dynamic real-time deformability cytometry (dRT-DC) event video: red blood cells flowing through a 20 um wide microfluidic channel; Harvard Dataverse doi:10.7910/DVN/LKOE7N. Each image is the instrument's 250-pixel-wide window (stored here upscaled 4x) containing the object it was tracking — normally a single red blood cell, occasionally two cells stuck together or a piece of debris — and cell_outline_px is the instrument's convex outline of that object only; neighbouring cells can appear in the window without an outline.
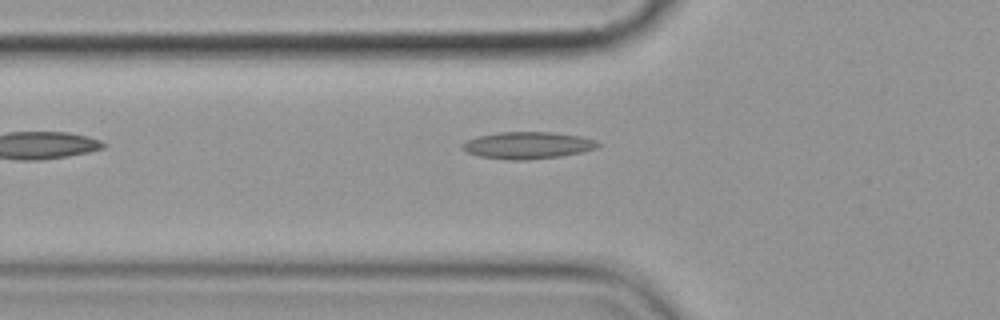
{"species": "common noctule bat (a hibernating species)", "species_latin": "Nyctalus noctula", "temperature_condition": "cold", "stored_images_in_passage": 7, "camera_frame_rate_fps": 3000, "um_per_image_px": 0.085, "animal": {"sex": "female", "body_mass_g": 19.9}, "frame": {"image": 1, "passage_image": 6, "time_ms": 6.0, "image_size_px": [1000, 320], "cell_outline_px": [[600, 144], [596, 148], [580, 152], [560, 156], [528, 160], [508, 160], [480, 156], [468, 152], [460, 148], [460, 144], [476, 136], [500, 132], [552, 132], [580, 136], [596, 140]], "centroid_in_image_um": [44.82, 12.35], "position_along_channel_um": 81.0, "area_um2": 21.27}}
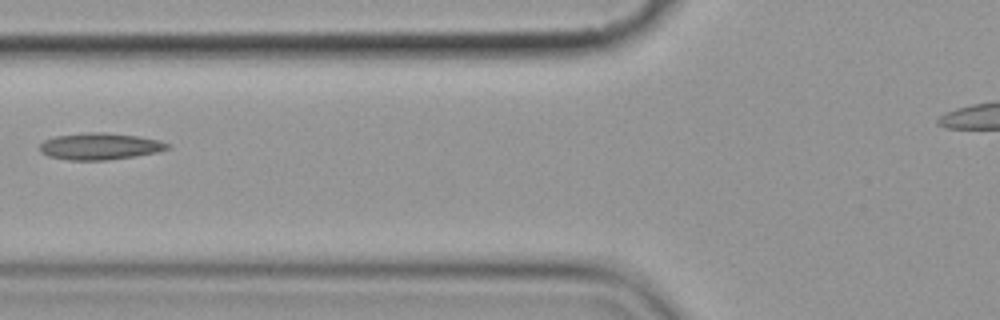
{"frame": {"image": 2, "passage_image": 7, "time_ms": 7.0, "image_size_px": [1000, 320], "cell_outline_px": [[172, 148], [156, 152], [136, 156], [108, 160], [68, 160], [48, 156], [40, 152], [40, 144], [44, 140], [56, 136], [88, 132], [104, 132], [136, 136], [160, 140], [168, 144]], "centroid_in_image_um": [8.49, 12.44], "position_along_channel_um": 117.3, "area_um2": 19.88}}